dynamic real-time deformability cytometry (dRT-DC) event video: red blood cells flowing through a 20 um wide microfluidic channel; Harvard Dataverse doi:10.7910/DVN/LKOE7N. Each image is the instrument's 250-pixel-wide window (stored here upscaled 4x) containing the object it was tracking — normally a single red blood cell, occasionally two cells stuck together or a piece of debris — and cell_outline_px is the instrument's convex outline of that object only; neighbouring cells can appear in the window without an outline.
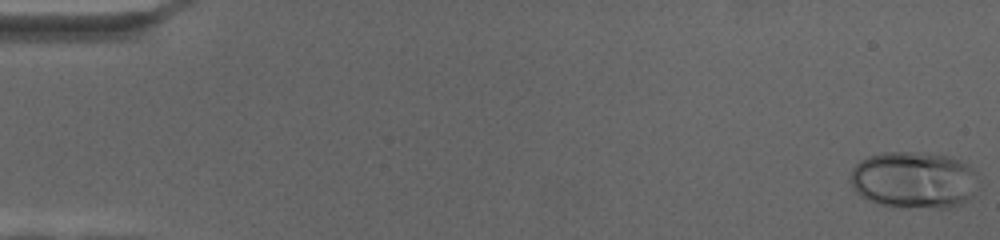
{"species": "human", "species_latin": "Homo sapiens", "temperature_condition": "cold", "stored_images_in_passage": 69, "camera_frame_rate_fps": 3000, "um_per_image_px": 0.085, "donor": {"sex": "female"}, "frame": {"image": 1, "passage_image": 1, "time_ms": 0.0, "image_size_px": [1000, 240], "cell_outline_px": [[972, 196], [964, 204], [948, 208], [940, 208], [880, 204], [868, 200], [860, 196], [856, 192], [848, 180], [852, 168], [860, 160], [868, 156], [884, 152], [920, 152], [948, 156], [960, 160], [968, 164], [972, 168]], "centroid_in_image_um": [77.6, 15.28], "position_along_channel_um": 7.4, "area_um2": 42.02}}
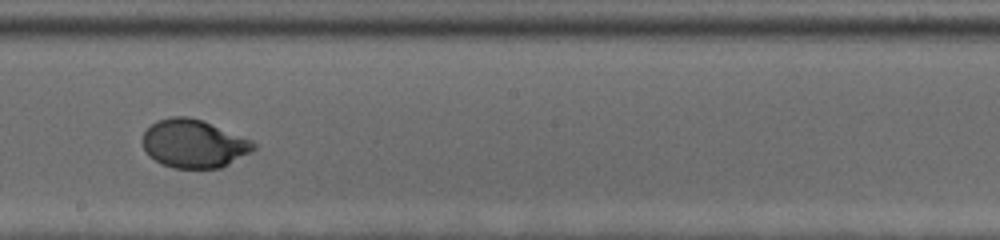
{"frame": {"image": 2, "passage_image": 40, "time_ms": 13.0, "image_size_px": [1000, 240], "cell_outline_px": [[260, 144], [256, 148], [228, 164], [220, 168], [172, 168], [148, 156], [140, 140], [144, 132], [156, 120], [172, 116], [188, 116], [200, 120], [252, 140]], "centroid_in_image_um": [16.44, 12.21], "position_along_channel_um": 231.8, "area_um2": 31.1}}
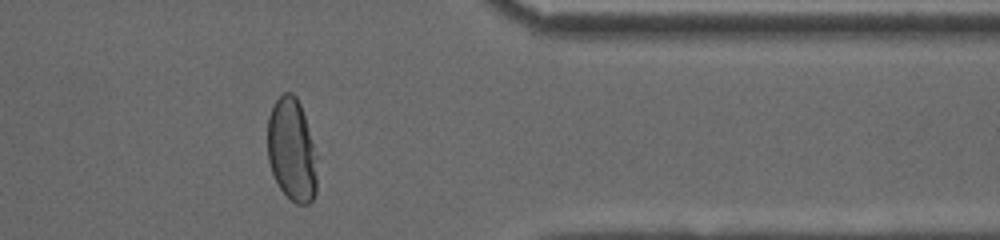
{"frame": {"image": 3, "passage_image": 57, "time_ms": 18.667, "image_size_px": [1000, 240], "cell_outline_px": [[320, 156], [316, 192], [312, 200], [308, 204], [296, 204], [280, 188], [272, 172], [268, 160], [268, 116], [276, 100], [284, 92], [292, 92], [296, 96], [300, 104]], "centroid_in_image_um": [24.87, 12.75], "position_along_channel_um": 386.5, "area_um2": 30.58}}